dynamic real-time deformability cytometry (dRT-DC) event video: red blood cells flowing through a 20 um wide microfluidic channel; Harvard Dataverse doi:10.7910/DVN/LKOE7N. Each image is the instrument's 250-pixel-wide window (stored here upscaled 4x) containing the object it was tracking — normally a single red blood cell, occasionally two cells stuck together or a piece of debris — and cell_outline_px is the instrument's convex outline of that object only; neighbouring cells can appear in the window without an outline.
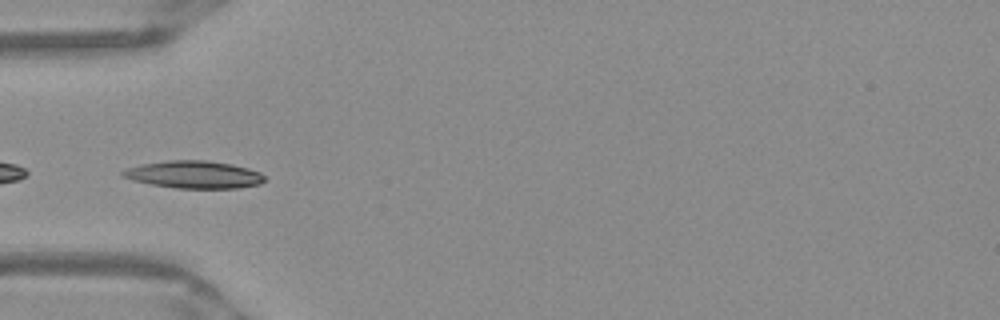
{"species": "Egyptian fruit bat (a non-hibernating species)", "species_latin": "Rousettus aegyptiacus", "temperature_condition": "warm", "stored_images_in_passage": 36, "camera_frame_rate_fps": 3000, "um_per_image_px": 0.085, "frame": {"image": 1, "passage_image": 1, "time_ms": 0.0, "image_size_px": [1000, 320], "cell_outline_px": [[264, 180], [260, 184], [240, 188], [176, 188], [152, 184], [132, 180], [120, 176], [120, 172], [128, 168], [144, 164], [168, 160], [204, 160], [232, 164], [248, 168], [260, 172], [264, 176]], "centroid_in_image_um": [16.5, 14.84], "position_along_channel_um": 68.5, "area_um2": 22.6}}
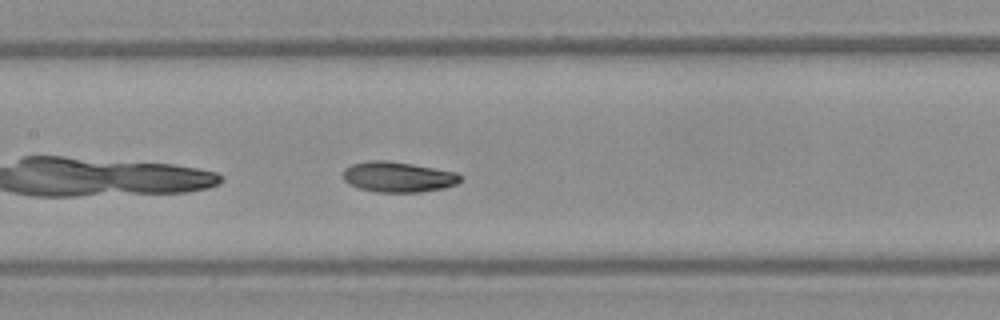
{"frame": {"image": 2, "passage_image": 9, "time_ms": 2.667, "image_size_px": [1000, 320], "cell_outline_px": [[464, 176], [456, 184], [444, 188], [420, 192], [376, 192], [360, 188], [344, 180], [344, 168], [352, 164], [368, 160], [388, 160], [412, 164], [456, 172]], "centroid_in_image_um": [33.86, 15.03], "position_along_channel_um": 173.5, "area_um2": 20.75}}
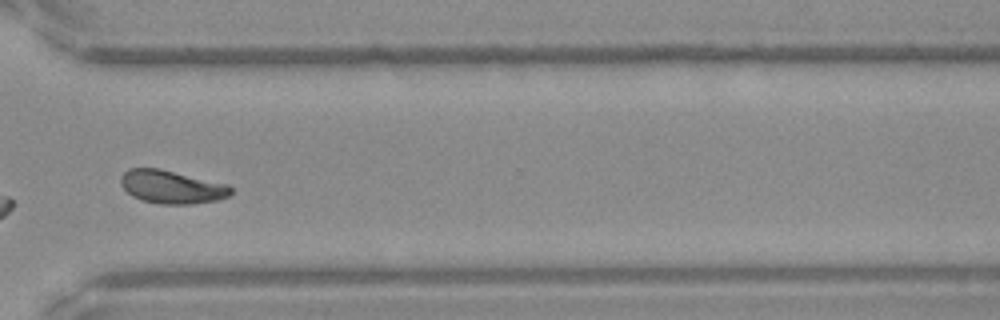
{"frame": {"image": 3, "passage_image": 23, "time_ms": 7.333, "image_size_px": [1000, 320], "cell_outline_px": [[232, 192], [228, 196], [216, 200], [192, 204], [160, 204], [140, 200], [132, 196], [120, 184], [120, 176], [128, 168], [160, 168], [228, 184], [232, 188]], "centroid_in_image_um": [14.57, 15.88], "position_along_channel_um": 356.0, "area_um2": 21.44}, "authors_computed_cell_mechanics": {"area_um2": 20.7213, "velocity_mm_per_s": 3.9112, "shape_relaxation_time_tau1_ms": 3.3877, "shape_relaxation_time_tau2_ms": 3.7544, "deformation_change_tau1": 0.1155, "deformation_change_tau2": 0.0895}}